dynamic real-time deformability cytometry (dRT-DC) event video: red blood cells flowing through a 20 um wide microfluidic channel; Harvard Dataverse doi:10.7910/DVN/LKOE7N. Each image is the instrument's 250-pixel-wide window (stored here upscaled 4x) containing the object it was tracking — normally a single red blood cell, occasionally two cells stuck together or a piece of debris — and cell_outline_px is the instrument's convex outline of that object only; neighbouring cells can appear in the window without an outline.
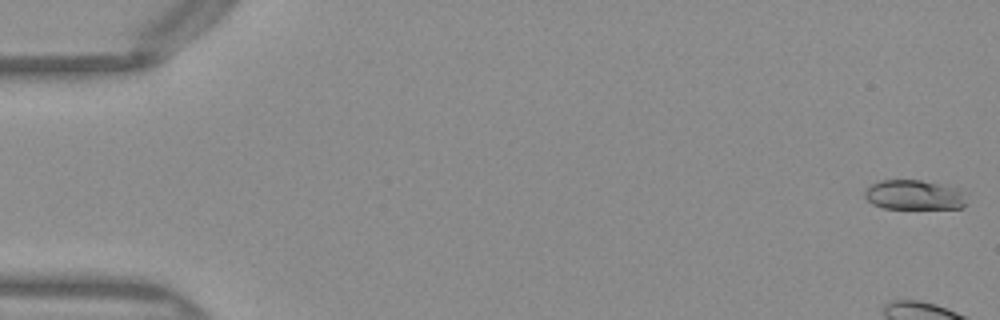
{"species": "Egyptian fruit bat (a non-hibernating species)", "species_latin": "Rousettus aegyptiacus", "temperature_condition": "warm", "stored_images_in_passage": 7, "camera_frame_rate_fps": 3000, "um_per_image_px": 0.085, "frame": {"image": 1, "passage_image": 1, "time_ms": 0.0, "image_size_px": [1000, 320], "cell_outline_px": [[968, 204], [964, 208], [884, 208], [872, 204], [864, 196], [864, 192], [872, 184], [880, 180], [920, 180], [960, 188], [968, 192]], "centroid_in_image_um": [77.81, 16.57], "position_along_channel_um": 7.2, "area_um2": 18.03}}